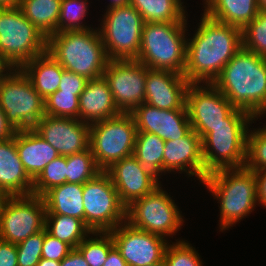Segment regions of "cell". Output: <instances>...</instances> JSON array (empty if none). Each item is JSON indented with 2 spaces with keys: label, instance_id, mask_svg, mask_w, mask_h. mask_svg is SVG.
I'll return each instance as SVG.
<instances>
[{
  "label": "cell",
  "instance_id": "6da1fadb",
  "mask_svg": "<svg viewBox=\"0 0 266 266\" xmlns=\"http://www.w3.org/2000/svg\"><path fill=\"white\" fill-rule=\"evenodd\" d=\"M197 30L187 39L185 78L212 84L224 66L243 47L242 30L202 13Z\"/></svg>",
  "mask_w": 266,
  "mask_h": 266
},
{
  "label": "cell",
  "instance_id": "7a4b0ae2",
  "mask_svg": "<svg viewBox=\"0 0 266 266\" xmlns=\"http://www.w3.org/2000/svg\"><path fill=\"white\" fill-rule=\"evenodd\" d=\"M212 84L235 108L266 116V58L242 47Z\"/></svg>",
  "mask_w": 266,
  "mask_h": 266
},
{
  "label": "cell",
  "instance_id": "3957f363",
  "mask_svg": "<svg viewBox=\"0 0 266 266\" xmlns=\"http://www.w3.org/2000/svg\"><path fill=\"white\" fill-rule=\"evenodd\" d=\"M202 183L220 204L221 232L240 222L259 205L255 172L245 166L210 172Z\"/></svg>",
  "mask_w": 266,
  "mask_h": 266
},
{
  "label": "cell",
  "instance_id": "277c9868",
  "mask_svg": "<svg viewBox=\"0 0 266 266\" xmlns=\"http://www.w3.org/2000/svg\"><path fill=\"white\" fill-rule=\"evenodd\" d=\"M47 52L64 68L88 80L103 76L109 62L98 28L48 37Z\"/></svg>",
  "mask_w": 266,
  "mask_h": 266
},
{
  "label": "cell",
  "instance_id": "5b68a950",
  "mask_svg": "<svg viewBox=\"0 0 266 266\" xmlns=\"http://www.w3.org/2000/svg\"><path fill=\"white\" fill-rule=\"evenodd\" d=\"M187 22H145L137 60L149 69L184 74Z\"/></svg>",
  "mask_w": 266,
  "mask_h": 266
},
{
  "label": "cell",
  "instance_id": "8992f818",
  "mask_svg": "<svg viewBox=\"0 0 266 266\" xmlns=\"http://www.w3.org/2000/svg\"><path fill=\"white\" fill-rule=\"evenodd\" d=\"M186 108L191 128L201 139L220 124H252L257 120L250 113L235 108L213 84L208 83L188 85Z\"/></svg>",
  "mask_w": 266,
  "mask_h": 266
},
{
  "label": "cell",
  "instance_id": "52a82bcc",
  "mask_svg": "<svg viewBox=\"0 0 266 266\" xmlns=\"http://www.w3.org/2000/svg\"><path fill=\"white\" fill-rule=\"evenodd\" d=\"M47 42L18 6L0 8V55L14 68L46 52Z\"/></svg>",
  "mask_w": 266,
  "mask_h": 266
},
{
  "label": "cell",
  "instance_id": "ba28073f",
  "mask_svg": "<svg viewBox=\"0 0 266 266\" xmlns=\"http://www.w3.org/2000/svg\"><path fill=\"white\" fill-rule=\"evenodd\" d=\"M162 186L160 184L151 193L128 205L126 222L135 228L168 239L181 230L185 221L179 206Z\"/></svg>",
  "mask_w": 266,
  "mask_h": 266
},
{
  "label": "cell",
  "instance_id": "9c48e42d",
  "mask_svg": "<svg viewBox=\"0 0 266 266\" xmlns=\"http://www.w3.org/2000/svg\"><path fill=\"white\" fill-rule=\"evenodd\" d=\"M137 132L131 113L91 124L89 147L96 165L105 171L114 162L133 155Z\"/></svg>",
  "mask_w": 266,
  "mask_h": 266
},
{
  "label": "cell",
  "instance_id": "30bf717a",
  "mask_svg": "<svg viewBox=\"0 0 266 266\" xmlns=\"http://www.w3.org/2000/svg\"><path fill=\"white\" fill-rule=\"evenodd\" d=\"M144 23L130 4L106 9L97 28L109 60L137 59Z\"/></svg>",
  "mask_w": 266,
  "mask_h": 266
},
{
  "label": "cell",
  "instance_id": "8fae6325",
  "mask_svg": "<svg viewBox=\"0 0 266 266\" xmlns=\"http://www.w3.org/2000/svg\"><path fill=\"white\" fill-rule=\"evenodd\" d=\"M0 107L16 131L33 129L45 115L44 99L20 68L0 84Z\"/></svg>",
  "mask_w": 266,
  "mask_h": 266
},
{
  "label": "cell",
  "instance_id": "7c38bea8",
  "mask_svg": "<svg viewBox=\"0 0 266 266\" xmlns=\"http://www.w3.org/2000/svg\"><path fill=\"white\" fill-rule=\"evenodd\" d=\"M83 206L84 224L92 232H109L126 221V207L106 171L84 183Z\"/></svg>",
  "mask_w": 266,
  "mask_h": 266
},
{
  "label": "cell",
  "instance_id": "4fadbf2b",
  "mask_svg": "<svg viewBox=\"0 0 266 266\" xmlns=\"http://www.w3.org/2000/svg\"><path fill=\"white\" fill-rule=\"evenodd\" d=\"M252 124H220L202 139L205 177L223 168H242L247 155V135Z\"/></svg>",
  "mask_w": 266,
  "mask_h": 266
},
{
  "label": "cell",
  "instance_id": "5bb4252c",
  "mask_svg": "<svg viewBox=\"0 0 266 266\" xmlns=\"http://www.w3.org/2000/svg\"><path fill=\"white\" fill-rule=\"evenodd\" d=\"M46 206L41 196H11L0 221V240L18 244L45 229Z\"/></svg>",
  "mask_w": 266,
  "mask_h": 266
},
{
  "label": "cell",
  "instance_id": "9a60e30c",
  "mask_svg": "<svg viewBox=\"0 0 266 266\" xmlns=\"http://www.w3.org/2000/svg\"><path fill=\"white\" fill-rule=\"evenodd\" d=\"M103 76L122 113L144 103L147 67L137 59L109 60Z\"/></svg>",
  "mask_w": 266,
  "mask_h": 266
},
{
  "label": "cell",
  "instance_id": "2e32d148",
  "mask_svg": "<svg viewBox=\"0 0 266 266\" xmlns=\"http://www.w3.org/2000/svg\"><path fill=\"white\" fill-rule=\"evenodd\" d=\"M129 266H148L163 260L168 240L123 222L109 231Z\"/></svg>",
  "mask_w": 266,
  "mask_h": 266
},
{
  "label": "cell",
  "instance_id": "e0dca14e",
  "mask_svg": "<svg viewBox=\"0 0 266 266\" xmlns=\"http://www.w3.org/2000/svg\"><path fill=\"white\" fill-rule=\"evenodd\" d=\"M33 129L61 156L80 153L89 148L90 125L79 119L45 114Z\"/></svg>",
  "mask_w": 266,
  "mask_h": 266
},
{
  "label": "cell",
  "instance_id": "ac0fdd59",
  "mask_svg": "<svg viewBox=\"0 0 266 266\" xmlns=\"http://www.w3.org/2000/svg\"><path fill=\"white\" fill-rule=\"evenodd\" d=\"M105 171L111 177L125 207L151 193L161 184L160 178L141 165L133 155L114 162Z\"/></svg>",
  "mask_w": 266,
  "mask_h": 266
},
{
  "label": "cell",
  "instance_id": "d6986e66",
  "mask_svg": "<svg viewBox=\"0 0 266 266\" xmlns=\"http://www.w3.org/2000/svg\"><path fill=\"white\" fill-rule=\"evenodd\" d=\"M131 114L138 132L156 134L164 141L178 140L192 129L187 109L166 110L142 103Z\"/></svg>",
  "mask_w": 266,
  "mask_h": 266
},
{
  "label": "cell",
  "instance_id": "ffe728a7",
  "mask_svg": "<svg viewBox=\"0 0 266 266\" xmlns=\"http://www.w3.org/2000/svg\"><path fill=\"white\" fill-rule=\"evenodd\" d=\"M176 171L188 178L195 176L200 183L205 179L202 139L193 129L178 140L165 141L163 175Z\"/></svg>",
  "mask_w": 266,
  "mask_h": 266
},
{
  "label": "cell",
  "instance_id": "44dd1931",
  "mask_svg": "<svg viewBox=\"0 0 266 266\" xmlns=\"http://www.w3.org/2000/svg\"><path fill=\"white\" fill-rule=\"evenodd\" d=\"M189 81L184 75L147 67L144 103L159 109L186 108V91Z\"/></svg>",
  "mask_w": 266,
  "mask_h": 266
},
{
  "label": "cell",
  "instance_id": "7402d4cb",
  "mask_svg": "<svg viewBox=\"0 0 266 266\" xmlns=\"http://www.w3.org/2000/svg\"><path fill=\"white\" fill-rule=\"evenodd\" d=\"M120 113L105 77L88 80L79 96V120L91 125Z\"/></svg>",
  "mask_w": 266,
  "mask_h": 266
},
{
  "label": "cell",
  "instance_id": "603a6c76",
  "mask_svg": "<svg viewBox=\"0 0 266 266\" xmlns=\"http://www.w3.org/2000/svg\"><path fill=\"white\" fill-rule=\"evenodd\" d=\"M33 180L20 161L14 137L0 141V190L11 196L32 195Z\"/></svg>",
  "mask_w": 266,
  "mask_h": 266
},
{
  "label": "cell",
  "instance_id": "cb8c5ba5",
  "mask_svg": "<svg viewBox=\"0 0 266 266\" xmlns=\"http://www.w3.org/2000/svg\"><path fill=\"white\" fill-rule=\"evenodd\" d=\"M15 144L20 161L33 181L46 165L60 156L34 129L16 131Z\"/></svg>",
  "mask_w": 266,
  "mask_h": 266
},
{
  "label": "cell",
  "instance_id": "d4e9b609",
  "mask_svg": "<svg viewBox=\"0 0 266 266\" xmlns=\"http://www.w3.org/2000/svg\"><path fill=\"white\" fill-rule=\"evenodd\" d=\"M20 69L43 99L58 90L64 71V68L47 51L26 62Z\"/></svg>",
  "mask_w": 266,
  "mask_h": 266
},
{
  "label": "cell",
  "instance_id": "484cf974",
  "mask_svg": "<svg viewBox=\"0 0 266 266\" xmlns=\"http://www.w3.org/2000/svg\"><path fill=\"white\" fill-rule=\"evenodd\" d=\"M204 13L210 18L241 30L258 14V0H203Z\"/></svg>",
  "mask_w": 266,
  "mask_h": 266
},
{
  "label": "cell",
  "instance_id": "4316f807",
  "mask_svg": "<svg viewBox=\"0 0 266 266\" xmlns=\"http://www.w3.org/2000/svg\"><path fill=\"white\" fill-rule=\"evenodd\" d=\"M84 184L64 183L48 190L42 198L46 214L76 217L84 222Z\"/></svg>",
  "mask_w": 266,
  "mask_h": 266
},
{
  "label": "cell",
  "instance_id": "83f0119b",
  "mask_svg": "<svg viewBox=\"0 0 266 266\" xmlns=\"http://www.w3.org/2000/svg\"><path fill=\"white\" fill-rule=\"evenodd\" d=\"M18 7L47 38L56 33L61 0H20Z\"/></svg>",
  "mask_w": 266,
  "mask_h": 266
},
{
  "label": "cell",
  "instance_id": "f1b7e54d",
  "mask_svg": "<svg viewBox=\"0 0 266 266\" xmlns=\"http://www.w3.org/2000/svg\"><path fill=\"white\" fill-rule=\"evenodd\" d=\"M182 0H130L144 22H187Z\"/></svg>",
  "mask_w": 266,
  "mask_h": 266
},
{
  "label": "cell",
  "instance_id": "f546056e",
  "mask_svg": "<svg viewBox=\"0 0 266 266\" xmlns=\"http://www.w3.org/2000/svg\"><path fill=\"white\" fill-rule=\"evenodd\" d=\"M45 229L73 249L92 232L81 219L58 214H46Z\"/></svg>",
  "mask_w": 266,
  "mask_h": 266
},
{
  "label": "cell",
  "instance_id": "4dcf8cb0",
  "mask_svg": "<svg viewBox=\"0 0 266 266\" xmlns=\"http://www.w3.org/2000/svg\"><path fill=\"white\" fill-rule=\"evenodd\" d=\"M165 141L158 135L137 132L133 156L141 165L150 169L160 179L163 176V154Z\"/></svg>",
  "mask_w": 266,
  "mask_h": 266
},
{
  "label": "cell",
  "instance_id": "1f68e13d",
  "mask_svg": "<svg viewBox=\"0 0 266 266\" xmlns=\"http://www.w3.org/2000/svg\"><path fill=\"white\" fill-rule=\"evenodd\" d=\"M101 171L90 147L83 152L67 156L66 183L84 184Z\"/></svg>",
  "mask_w": 266,
  "mask_h": 266
},
{
  "label": "cell",
  "instance_id": "d6a6232c",
  "mask_svg": "<svg viewBox=\"0 0 266 266\" xmlns=\"http://www.w3.org/2000/svg\"><path fill=\"white\" fill-rule=\"evenodd\" d=\"M93 235V236H90ZM114 246L110 232H91L76 249L90 266H103L109 250Z\"/></svg>",
  "mask_w": 266,
  "mask_h": 266
},
{
  "label": "cell",
  "instance_id": "836d02e7",
  "mask_svg": "<svg viewBox=\"0 0 266 266\" xmlns=\"http://www.w3.org/2000/svg\"><path fill=\"white\" fill-rule=\"evenodd\" d=\"M87 3L88 0H61L56 33L93 29L90 25L87 26V23H83L89 10Z\"/></svg>",
  "mask_w": 266,
  "mask_h": 266
},
{
  "label": "cell",
  "instance_id": "e575fe53",
  "mask_svg": "<svg viewBox=\"0 0 266 266\" xmlns=\"http://www.w3.org/2000/svg\"><path fill=\"white\" fill-rule=\"evenodd\" d=\"M67 156H58L33 181L32 195L43 196L53 187L66 183Z\"/></svg>",
  "mask_w": 266,
  "mask_h": 266
},
{
  "label": "cell",
  "instance_id": "d590c367",
  "mask_svg": "<svg viewBox=\"0 0 266 266\" xmlns=\"http://www.w3.org/2000/svg\"><path fill=\"white\" fill-rule=\"evenodd\" d=\"M242 41L244 49L266 58V10L260 9L242 29Z\"/></svg>",
  "mask_w": 266,
  "mask_h": 266
},
{
  "label": "cell",
  "instance_id": "8d00e7d4",
  "mask_svg": "<svg viewBox=\"0 0 266 266\" xmlns=\"http://www.w3.org/2000/svg\"><path fill=\"white\" fill-rule=\"evenodd\" d=\"M249 129L245 167L254 172L266 169V125Z\"/></svg>",
  "mask_w": 266,
  "mask_h": 266
},
{
  "label": "cell",
  "instance_id": "74e56055",
  "mask_svg": "<svg viewBox=\"0 0 266 266\" xmlns=\"http://www.w3.org/2000/svg\"><path fill=\"white\" fill-rule=\"evenodd\" d=\"M79 96L57 90L44 99V113L49 116L79 119Z\"/></svg>",
  "mask_w": 266,
  "mask_h": 266
},
{
  "label": "cell",
  "instance_id": "f35d334b",
  "mask_svg": "<svg viewBox=\"0 0 266 266\" xmlns=\"http://www.w3.org/2000/svg\"><path fill=\"white\" fill-rule=\"evenodd\" d=\"M198 251L186 240L169 242L164 252L165 266H203Z\"/></svg>",
  "mask_w": 266,
  "mask_h": 266
},
{
  "label": "cell",
  "instance_id": "ab89813d",
  "mask_svg": "<svg viewBox=\"0 0 266 266\" xmlns=\"http://www.w3.org/2000/svg\"><path fill=\"white\" fill-rule=\"evenodd\" d=\"M44 230L16 244L18 266H37L42 258Z\"/></svg>",
  "mask_w": 266,
  "mask_h": 266
},
{
  "label": "cell",
  "instance_id": "60d3db41",
  "mask_svg": "<svg viewBox=\"0 0 266 266\" xmlns=\"http://www.w3.org/2000/svg\"><path fill=\"white\" fill-rule=\"evenodd\" d=\"M73 248L59 239L53 237L44 229V241L42 245V258L55 261H61L65 258Z\"/></svg>",
  "mask_w": 266,
  "mask_h": 266
},
{
  "label": "cell",
  "instance_id": "b9f144b4",
  "mask_svg": "<svg viewBox=\"0 0 266 266\" xmlns=\"http://www.w3.org/2000/svg\"><path fill=\"white\" fill-rule=\"evenodd\" d=\"M88 82V79L82 75L64 70L61 75L58 92L73 93L80 95Z\"/></svg>",
  "mask_w": 266,
  "mask_h": 266
},
{
  "label": "cell",
  "instance_id": "7bdbcfd3",
  "mask_svg": "<svg viewBox=\"0 0 266 266\" xmlns=\"http://www.w3.org/2000/svg\"><path fill=\"white\" fill-rule=\"evenodd\" d=\"M0 266H18L16 244L0 240Z\"/></svg>",
  "mask_w": 266,
  "mask_h": 266
},
{
  "label": "cell",
  "instance_id": "ee69618b",
  "mask_svg": "<svg viewBox=\"0 0 266 266\" xmlns=\"http://www.w3.org/2000/svg\"><path fill=\"white\" fill-rule=\"evenodd\" d=\"M60 266H90L82 254L74 248L65 258L60 261Z\"/></svg>",
  "mask_w": 266,
  "mask_h": 266
},
{
  "label": "cell",
  "instance_id": "f6af8a7d",
  "mask_svg": "<svg viewBox=\"0 0 266 266\" xmlns=\"http://www.w3.org/2000/svg\"><path fill=\"white\" fill-rule=\"evenodd\" d=\"M257 179L258 204L266 208V169L255 172Z\"/></svg>",
  "mask_w": 266,
  "mask_h": 266
},
{
  "label": "cell",
  "instance_id": "bcb514c9",
  "mask_svg": "<svg viewBox=\"0 0 266 266\" xmlns=\"http://www.w3.org/2000/svg\"><path fill=\"white\" fill-rule=\"evenodd\" d=\"M16 130L7 121L4 111L0 107V141L14 137Z\"/></svg>",
  "mask_w": 266,
  "mask_h": 266
},
{
  "label": "cell",
  "instance_id": "7dc6e473",
  "mask_svg": "<svg viewBox=\"0 0 266 266\" xmlns=\"http://www.w3.org/2000/svg\"><path fill=\"white\" fill-rule=\"evenodd\" d=\"M103 266H129L124 258L121 256L120 251L114 245L107 256Z\"/></svg>",
  "mask_w": 266,
  "mask_h": 266
},
{
  "label": "cell",
  "instance_id": "c3c4849f",
  "mask_svg": "<svg viewBox=\"0 0 266 266\" xmlns=\"http://www.w3.org/2000/svg\"><path fill=\"white\" fill-rule=\"evenodd\" d=\"M15 68L0 55V84Z\"/></svg>",
  "mask_w": 266,
  "mask_h": 266
},
{
  "label": "cell",
  "instance_id": "681fc988",
  "mask_svg": "<svg viewBox=\"0 0 266 266\" xmlns=\"http://www.w3.org/2000/svg\"><path fill=\"white\" fill-rule=\"evenodd\" d=\"M11 198V195L3 190H0V221L2 218L4 207L6 206V203Z\"/></svg>",
  "mask_w": 266,
  "mask_h": 266
},
{
  "label": "cell",
  "instance_id": "f907efd6",
  "mask_svg": "<svg viewBox=\"0 0 266 266\" xmlns=\"http://www.w3.org/2000/svg\"><path fill=\"white\" fill-rule=\"evenodd\" d=\"M109 4L106 9H111L114 7L124 6L128 5L130 3V0H109Z\"/></svg>",
  "mask_w": 266,
  "mask_h": 266
},
{
  "label": "cell",
  "instance_id": "816d5d0a",
  "mask_svg": "<svg viewBox=\"0 0 266 266\" xmlns=\"http://www.w3.org/2000/svg\"><path fill=\"white\" fill-rule=\"evenodd\" d=\"M37 266H60V261L41 258Z\"/></svg>",
  "mask_w": 266,
  "mask_h": 266
},
{
  "label": "cell",
  "instance_id": "f5cc1de1",
  "mask_svg": "<svg viewBox=\"0 0 266 266\" xmlns=\"http://www.w3.org/2000/svg\"><path fill=\"white\" fill-rule=\"evenodd\" d=\"M20 0H0V8L3 7H16Z\"/></svg>",
  "mask_w": 266,
  "mask_h": 266
},
{
  "label": "cell",
  "instance_id": "db71d44e",
  "mask_svg": "<svg viewBox=\"0 0 266 266\" xmlns=\"http://www.w3.org/2000/svg\"><path fill=\"white\" fill-rule=\"evenodd\" d=\"M258 5L260 9L266 10V0H258Z\"/></svg>",
  "mask_w": 266,
  "mask_h": 266
},
{
  "label": "cell",
  "instance_id": "11a10c76",
  "mask_svg": "<svg viewBox=\"0 0 266 266\" xmlns=\"http://www.w3.org/2000/svg\"><path fill=\"white\" fill-rule=\"evenodd\" d=\"M148 266H165V264H164V261L162 260V261H160V262H158L156 264L148 265Z\"/></svg>",
  "mask_w": 266,
  "mask_h": 266
}]
</instances>
